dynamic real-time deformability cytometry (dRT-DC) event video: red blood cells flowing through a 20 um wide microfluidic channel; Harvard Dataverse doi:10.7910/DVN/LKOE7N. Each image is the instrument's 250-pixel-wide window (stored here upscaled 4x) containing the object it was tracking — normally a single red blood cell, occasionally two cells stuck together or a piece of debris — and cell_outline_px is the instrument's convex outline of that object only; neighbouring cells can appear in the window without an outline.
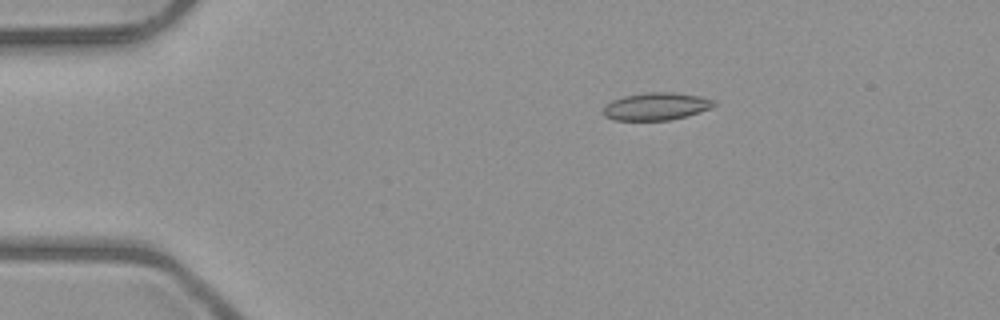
{"species": "common noctule bat (a hibernating species)", "species_latin": "Nyctalus noctula", "temperature_condition": "room temperature", "stored_images_in_passage": 8, "camera_frame_rate_fps": 3000, "um_per_image_px": 0.085, "animal": {"sex": "male", "body_mass_g": 23.1, "forearm_length_mm": 52.7}, "frame": {"image": 1, "passage_image": 3, "time_ms": 2.333, "image_size_px": [1000, 320], "cell_outline_px": [[716, 104], [712, 108], [684, 116], [668, 120], [616, 120], [604, 116], [604, 108], [612, 100], [624, 96], [648, 92], [672, 92], [700, 96], [716, 100]], "centroid_in_image_um": [55.81, 9.03], "position_along_channel_um": 29.2, "area_um2": 17.57}}
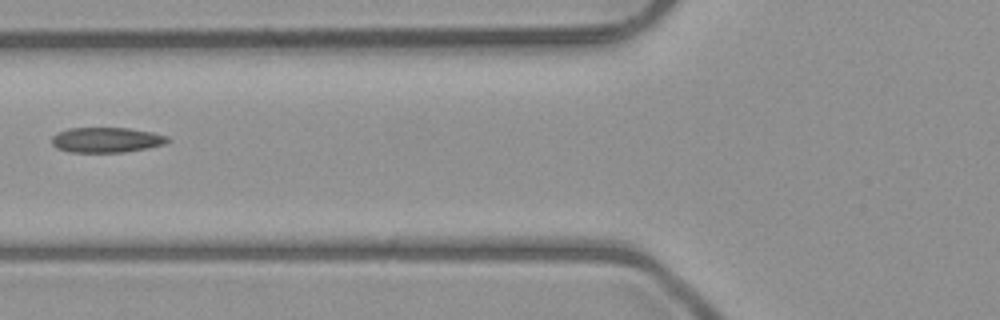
{"frame": {"image": 2, "passage_image": 6, "time_ms": 6.0, "image_size_px": [1000, 320], "cell_outline_px": [[172, 140], [164, 144], [148, 148], [124, 152], [68, 152], [56, 148], [52, 144], [52, 136], [68, 128], [128, 128], [152, 132], [168, 136]], "centroid_in_image_um": [9.07, 11.89], "position_along_channel_um": 116.7, "area_um2": 17.05}}
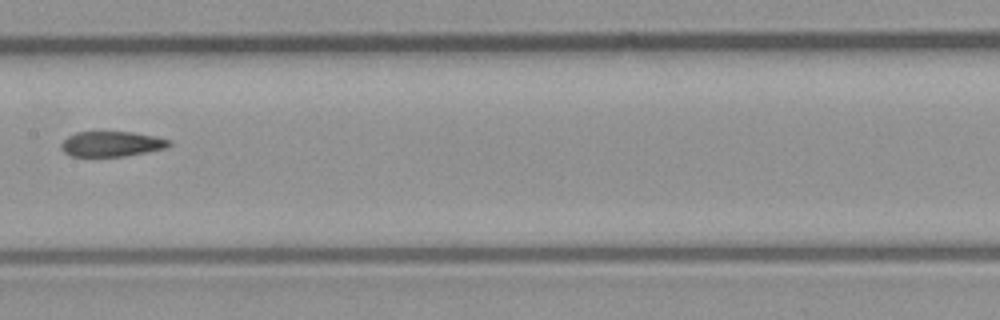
{"frame": {"image": 3, "passage_image": 8, "time_ms": 8.0, "image_size_px": [1000, 320], "cell_outline_px": [[172, 144], [164, 148], [124, 156], [72, 156], [64, 152], [60, 144], [68, 136], [76, 132], [132, 132], [172, 140]], "centroid_in_image_um": [9.47, 12.23], "position_along_channel_um": 197.9, "area_um2": 15.61}}